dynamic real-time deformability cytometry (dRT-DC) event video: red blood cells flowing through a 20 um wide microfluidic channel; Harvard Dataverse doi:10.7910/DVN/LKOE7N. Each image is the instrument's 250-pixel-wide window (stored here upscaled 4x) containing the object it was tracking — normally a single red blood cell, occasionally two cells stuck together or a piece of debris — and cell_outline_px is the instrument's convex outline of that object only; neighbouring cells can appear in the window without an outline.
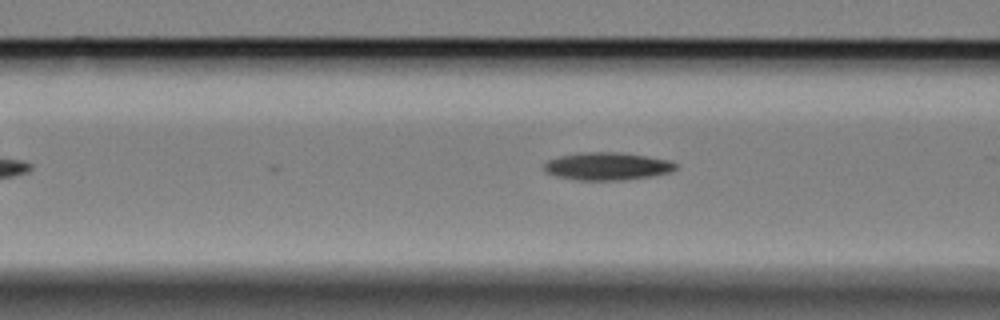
{"species": "Egyptian fruit bat (a non-hibernating species)", "species_latin": "Rousettus aegyptiacus", "temperature_condition": "cold", "stored_images_in_passage": 24, "camera_frame_rate_fps": 3000, "um_per_image_px": 0.085, "animal": {"sex": "female"}, "frame": {"image": 1, "passage_image": 14, "time_ms": 4.333, "image_size_px": [1000, 320], "cell_outline_px": [[676, 168], [672, 172], [652, 176], [624, 180], [576, 180], [556, 176], [548, 172], [544, 168], [544, 164], [548, 160], [560, 156], [584, 152], [620, 152], [668, 160], [676, 164]], "centroid_in_image_um": [51.62, 14.14], "position_along_channel_um": 115.0, "area_um2": 21.1}}
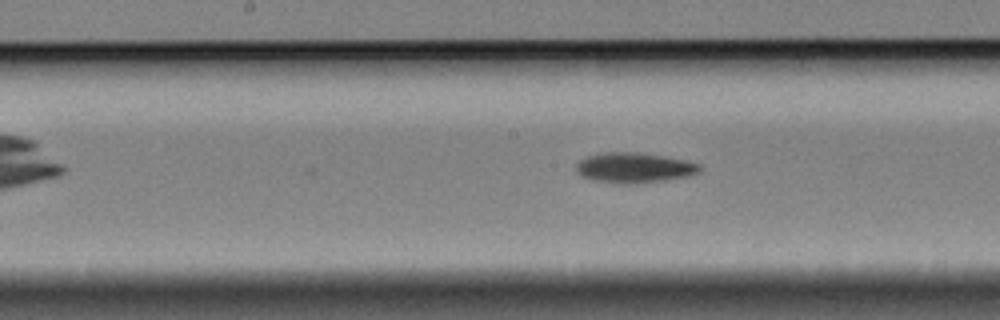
{"frame": {"image": 2, "passage_image": 21, "time_ms": 6.667, "image_size_px": [1000, 320], "cell_outline_px": [[700, 172], [688, 176], [664, 180], [636, 184], [620, 184], [592, 180], [580, 176], [576, 172], [576, 164], [580, 160], [588, 156], [608, 152], [640, 152], [664, 156], [684, 160], [700, 164]], "centroid_in_image_um": [53.88, 14.27], "position_along_channel_um": 194.3, "area_um2": 21.85}}